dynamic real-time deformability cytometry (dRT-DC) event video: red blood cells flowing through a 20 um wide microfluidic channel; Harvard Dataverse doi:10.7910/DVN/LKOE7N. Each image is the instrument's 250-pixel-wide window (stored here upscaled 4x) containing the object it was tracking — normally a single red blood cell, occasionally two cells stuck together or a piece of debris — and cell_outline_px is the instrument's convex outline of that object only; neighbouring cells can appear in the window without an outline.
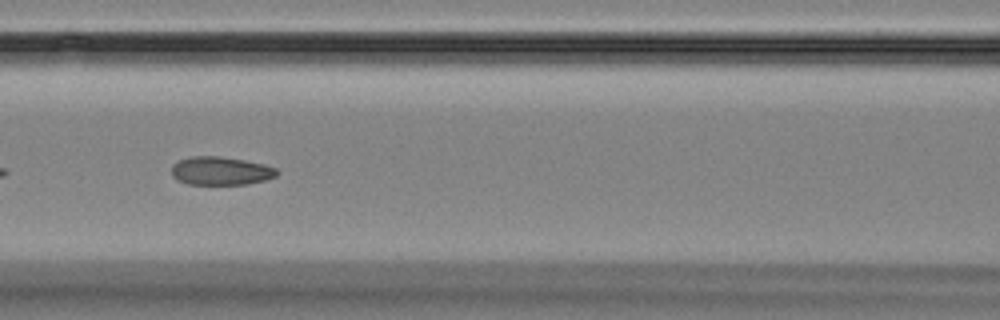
{"species": "Egyptian fruit bat (a non-hibernating species)", "species_latin": "Rousettus aegyptiacus", "temperature_condition": "room temperature", "stored_images_in_passage": 9, "camera_frame_rate_fps": 3000, "um_per_image_px": 0.085, "animal": {"sex": "female"}, "frame": {"image": 1, "passage_image": 8, "time_ms": 8.0, "image_size_px": [1000, 320], "cell_outline_px": [[280, 172], [276, 176], [264, 180], [248, 184], [188, 184], [176, 180], [172, 176], [172, 164], [180, 160], [192, 156], [220, 156], [244, 160], [264, 164], [276, 168]], "centroid_in_image_um": [18.76, 14.52], "position_along_channel_um": 147.8, "area_um2": 17.46}}
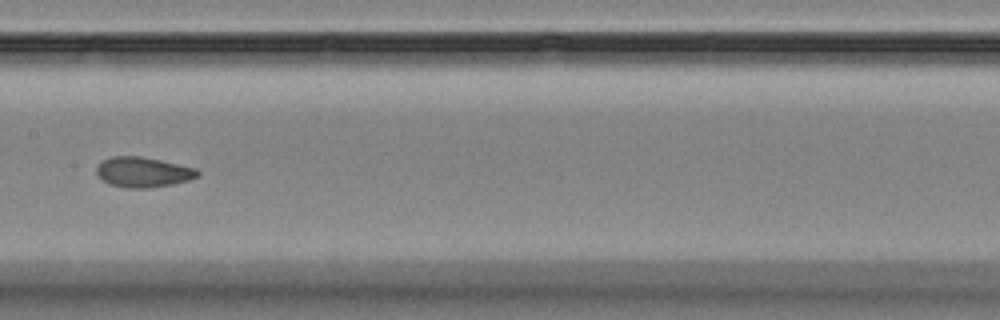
{"frame": {"image": 2, "passage_image": 9, "time_ms": 9.333, "image_size_px": [1000, 320], "cell_outline_px": [[200, 176], [188, 180], [172, 184], [148, 188], [124, 188], [108, 184], [96, 172], [96, 168], [104, 160], [112, 156], [140, 156], [160, 160], [196, 168], [200, 172]], "centroid_in_image_um": [12.18, 14.64], "position_along_channel_um": 195.2, "area_um2": 17.69}}